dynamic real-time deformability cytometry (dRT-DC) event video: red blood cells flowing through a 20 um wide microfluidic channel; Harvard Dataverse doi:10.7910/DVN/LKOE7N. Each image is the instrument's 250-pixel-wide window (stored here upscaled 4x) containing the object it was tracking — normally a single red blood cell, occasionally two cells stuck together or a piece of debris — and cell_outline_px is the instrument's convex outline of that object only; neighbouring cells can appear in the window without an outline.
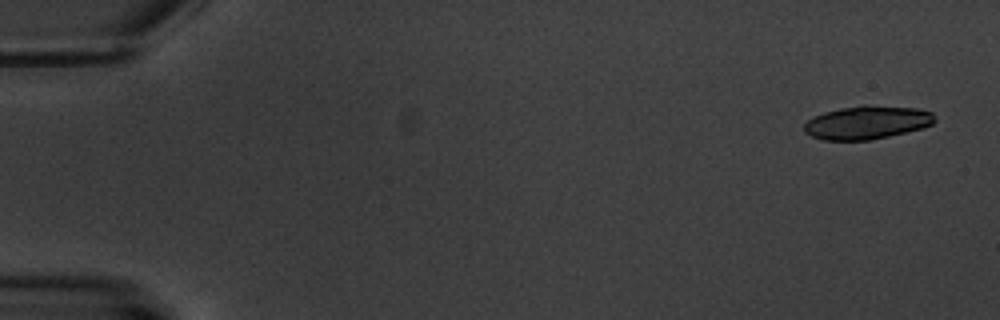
{"species": "common noctule bat (a hibernating species)", "species_latin": "Nyctalus noctula", "temperature_condition": "warm", "stored_images_in_passage": 4, "camera_frame_rate_fps": 3000, "um_per_image_px": 0.085, "animal": {"sex": "male", "body_mass_g": 20.1, "forearm_length_mm": 53.5}, "frame": {"image": 1, "passage_image": 1, "time_ms": 0.0, "image_size_px": [1000, 320], "cell_outline_px": [[936, 120], [932, 124], [924, 128], [872, 140], [824, 140], [812, 136], [804, 132], [804, 124], [812, 116], [824, 112], [840, 108], [864, 104], [916, 108], [932, 112], [936, 116]], "centroid_in_image_um": [73.71, 10.4], "position_along_channel_um": 11.3, "area_um2": 25.66}}